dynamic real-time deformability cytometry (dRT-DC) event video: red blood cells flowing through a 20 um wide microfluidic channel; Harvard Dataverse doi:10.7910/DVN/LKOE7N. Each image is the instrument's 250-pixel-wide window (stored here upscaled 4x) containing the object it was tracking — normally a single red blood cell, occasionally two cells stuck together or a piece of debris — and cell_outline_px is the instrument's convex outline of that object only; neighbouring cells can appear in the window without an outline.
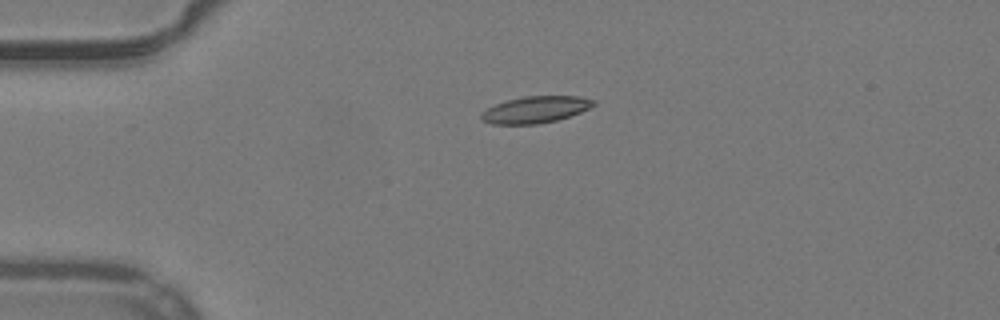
{"species": "common noctule bat (a hibernating species)", "species_latin": "Nyctalus noctula", "temperature_condition": "warm", "stored_images_in_passage": 41, "camera_frame_rate_fps": 3000, "um_per_image_px": 0.085, "animal": {"sex": "male", "body_mass_g": 19.2, "forearm_length_mm": 51.8}, "frame": {"image": 1, "passage_image": 1, "time_ms": 0.0, "image_size_px": [1000, 320], "cell_outline_px": [[596, 104], [580, 112], [556, 120], [536, 124], [492, 124], [480, 120], [480, 112], [496, 104], [508, 100], [524, 96], [580, 96], [596, 100]], "centroid_in_image_um": [45.49, 9.31], "position_along_channel_um": 39.5, "area_um2": 17.4}}
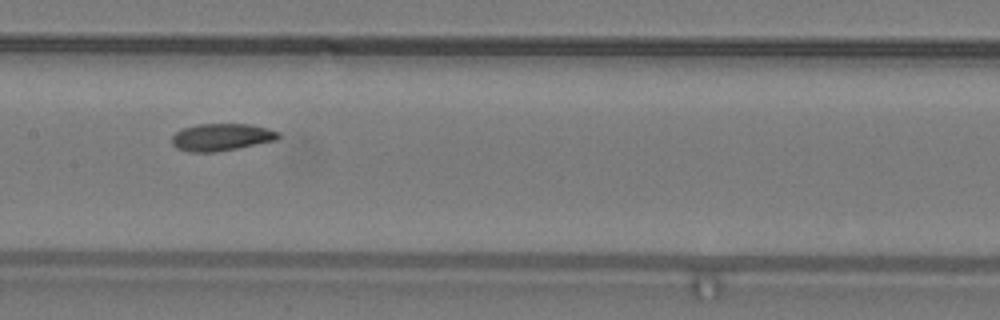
{"frame": {"image": 2, "passage_image": 15, "time_ms": 4.667, "image_size_px": [1000, 320], "cell_outline_px": [[280, 140], [216, 152], [188, 152], [176, 148], [172, 144], [172, 136], [176, 132], [184, 128], [196, 124], [248, 124], [268, 128], [280, 132]], "centroid_in_image_um": [18.86, 11.66], "position_along_channel_um": 188.5, "area_um2": 17.11}}
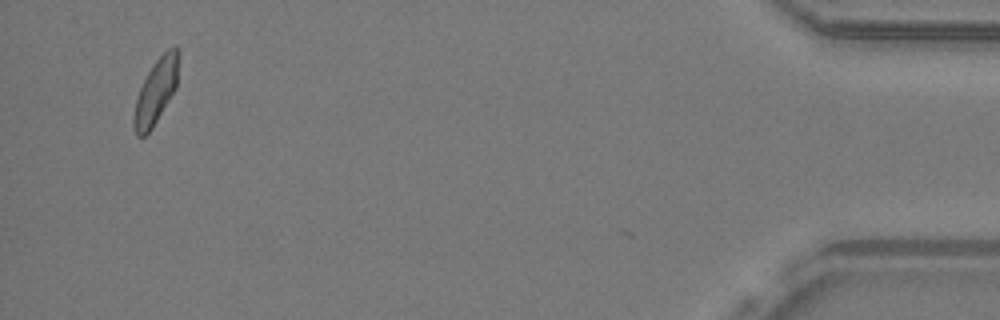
{"frame": {"image": 3, "passage_image": 39, "time_ms": 12.667, "image_size_px": [1000, 320], "cell_outline_px": [[180, 52], [176, 88], [152, 128], [144, 136], [136, 136], [132, 124], [132, 120], [136, 96], [148, 72], [156, 60], [168, 48], [176, 44], [180, 48]], "centroid_in_image_um": [13.26, 7.73], "position_along_channel_um": 421.9, "area_um2": 17.11}, "authors_computed_cell_mechanics": {"area_um2": 17.051, "velocity_mm_per_s": 3.9335, "shape_relaxation_time_tau1_ms": 10.2994, "shape_relaxation_time_tau2_ms": 5.9523, "deformation_change_tau1": 0.1908, "deformation_change_tau2": 0.1215}}